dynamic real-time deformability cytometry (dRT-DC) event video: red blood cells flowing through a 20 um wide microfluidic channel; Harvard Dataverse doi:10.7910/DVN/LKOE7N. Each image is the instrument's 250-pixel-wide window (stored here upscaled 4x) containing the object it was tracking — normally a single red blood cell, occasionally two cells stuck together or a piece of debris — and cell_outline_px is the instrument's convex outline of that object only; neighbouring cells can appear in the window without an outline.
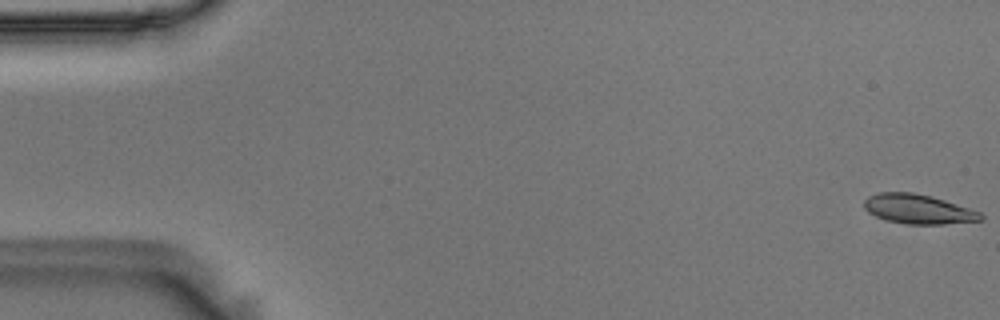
{"species": "Egyptian fruit bat (a non-hibernating species)", "species_latin": "Rousettus aegyptiacus", "temperature_condition": "room temperature", "stored_images_in_passage": 56, "camera_frame_rate_fps": 3000, "um_per_image_px": 0.085, "animal": {"sex": "male"}, "frame": {"image": 1, "passage_image": 1, "time_ms": 0.0, "image_size_px": [1000, 320], "cell_outline_px": [[984, 220], [944, 224], [904, 224], [888, 220], [876, 216], [868, 212], [864, 208], [864, 200], [868, 196], [876, 192], [912, 192], [932, 196], [980, 212], [984, 216]], "centroid_in_image_um": [78.03, 17.77], "position_along_channel_um": 7.0, "area_um2": 20.06}}
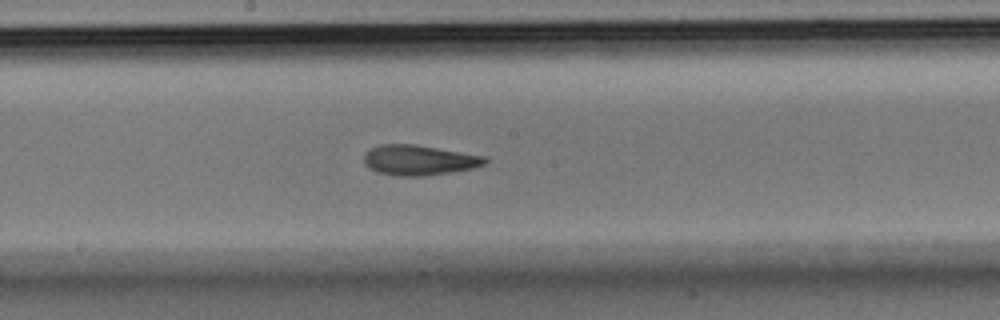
{"frame": {"image": 2, "passage_image": 30, "time_ms": 9.667, "image_size_px": [1000, 320], "cell_outline_px": [[488, 160], [484, 164], [472, 168], [428, 176], [396, 176], [376, 172], [368, 168], [364, 164], [364, 152], [368, 148], [380, 144], [416, 144], [488, 156]], "centroid_in_image_um": [35.59, 13.6], "position_along_channel_um": 212.6, "area_um2": 21.73}}
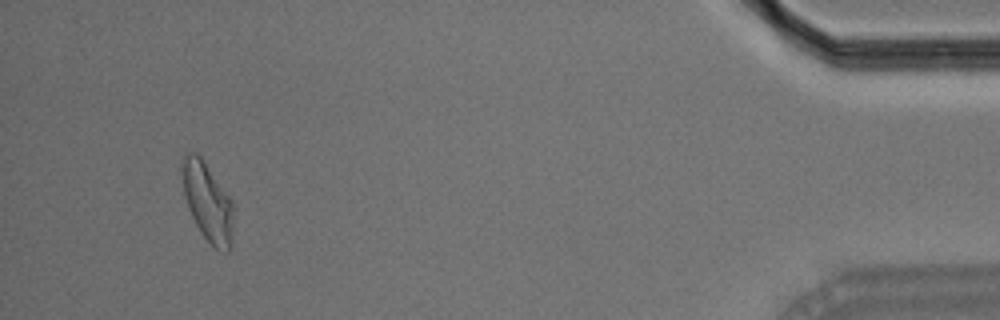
{"frame": {"image": 3, "passage_image": 53, "time_ms": 17.333, "image_size_px": [1000, 320], "cell_outline_px": [[232, 244], [228, 252], [216, 248], [200, 232], [188, 208], [184, 196], [180, 172], [180, 160], [184, 152], [196, 152], [200, 156], [232, 200]], "centroid_in_image_um": [17.59, 17.1], "position_along_channel_um": 417.6, "area_um2": 23.52}, "authors_computed_cell_mechanics": {"area_um2": 21.0392, "velocity_mm_per_s": 3.6003, "shape_relaxation_time_tau1_ms": 7.762, "shape_relaxation_time_tau2_ms": 2.4125, "deformation_change_tau1": 0.1745, "deformation_change_tau2": 0.1}}